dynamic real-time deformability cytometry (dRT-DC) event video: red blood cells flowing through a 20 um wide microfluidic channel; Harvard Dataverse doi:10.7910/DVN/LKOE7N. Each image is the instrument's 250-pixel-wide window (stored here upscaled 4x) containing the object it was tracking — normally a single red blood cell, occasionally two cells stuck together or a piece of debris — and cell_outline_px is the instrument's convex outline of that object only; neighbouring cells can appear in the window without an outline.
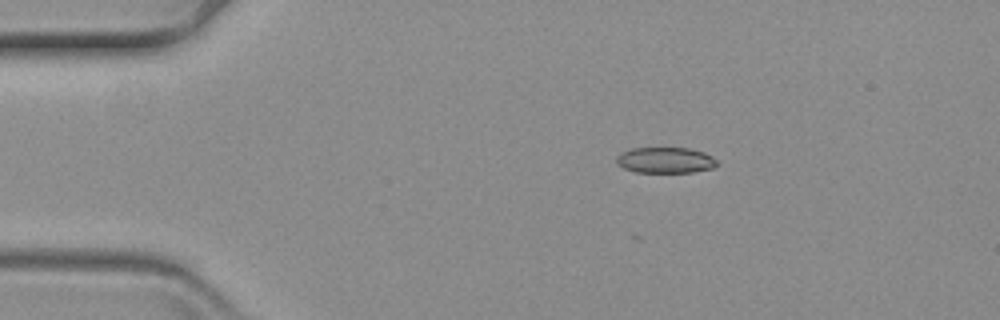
{"species": "common noctule bat (a hibernating species)", "species_latin": "Nyctalus noctula", "temperature_condition": "warm", "stored_images_in_passage": 44, "camera_frame_rate_fps": 3000, "um_per_image_px": 0.085, "animal": {"sex": "female", "body_mass_g": 19.3, "forearm_length_mm": 54.1}, "frame": {"image": 1, "passage_image": 1, "time_ms": 0.0, "image_size_px": [1000, 320], "cell_outline_px": [[720, 164], [712, 168], [692, 172], [636, 172], [624, 168], [616, 164], [616, 156], [620, 152], [632, 148], [688, 148], [704, 152], [712, 156]], "centroid_in_image_um": [56.54, 13.61], "position_along_channel_um": 28.5, "area_um2": 15.26}}
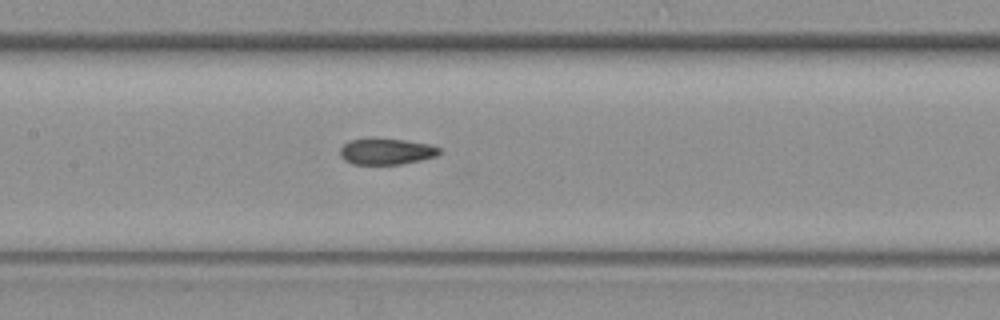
{"frame": {"image": 2, "passage_image": 19, "time_ms": 6.0, "image_size_px": [1000, 320], "cell_outline_px": [[440, 152], [436, 156], [420, 160], [400, 164], [352, 164], [344, 160], [340, 156], [340, 148], [348, 140], [404, 140], [428, 144], [440, 148]], "centroid_in_image_um": [32.82, 12.9], "position_along_channel_um": 174.6, "area_um2": 14.68}}
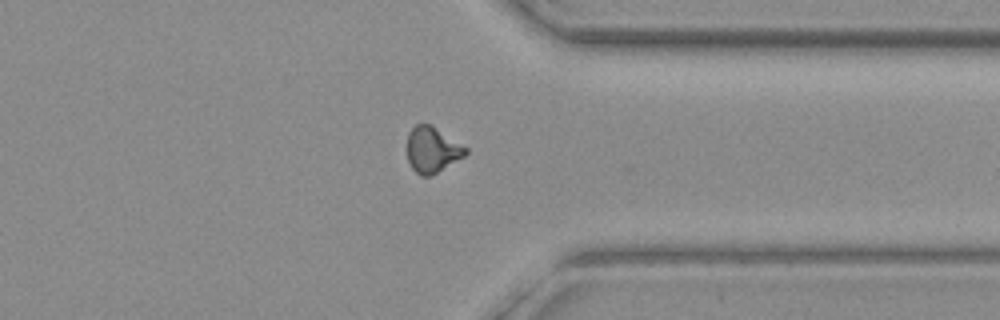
{"frame": {"image": 3, "passage_image": 37, "time_ms": 12.0, "image_size_px": [1000, 320], "cell_outline_px": [[468, 152], [464, 156], [436, 172], [428, 176], [420, 176], [412, 168], [408, 160], [408, 132], [416, 124], [428, 124], [468, 148]], "centroid_in_image_um": [36.72, 12.73], "position_along_channel_um": 374.7, "area_um2": 15.09}}